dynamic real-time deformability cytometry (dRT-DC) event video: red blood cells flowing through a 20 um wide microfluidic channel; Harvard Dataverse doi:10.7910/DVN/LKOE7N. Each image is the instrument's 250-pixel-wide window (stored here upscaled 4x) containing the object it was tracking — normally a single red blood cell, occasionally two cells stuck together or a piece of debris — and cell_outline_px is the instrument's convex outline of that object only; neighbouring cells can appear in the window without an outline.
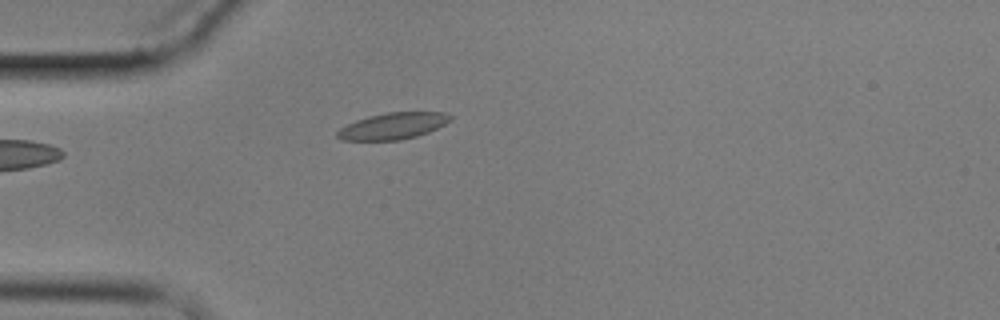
{"species": "common noctule bat (a hibernating species)", "species_latin": "Nyctalus noctula", "temperature_condition": "cold", "stored_images_in_passage": 5, "camera_frame_rate_fps": 3000, "um_per_image_px": 0.085, "animal": {"sex": "male", "body_mass_g": 17.9}, "frame": {"image": 1, "passage_image": 4, "time_ms": 4.333, "image_size_px": [1000, 320], "cell_outline_px": [[452, 120], [428, 132], [416, 136], [400, 140], [340, 140], [336, 136], [336, 132], [340, 128], [356, 120], [368, 116], [388, 112], [444, 112], [452, 116]], "centroid_in_image_um": [33.39, 10.7], "position_along_channel_um": 51.6, "area_um2": 17.4}}